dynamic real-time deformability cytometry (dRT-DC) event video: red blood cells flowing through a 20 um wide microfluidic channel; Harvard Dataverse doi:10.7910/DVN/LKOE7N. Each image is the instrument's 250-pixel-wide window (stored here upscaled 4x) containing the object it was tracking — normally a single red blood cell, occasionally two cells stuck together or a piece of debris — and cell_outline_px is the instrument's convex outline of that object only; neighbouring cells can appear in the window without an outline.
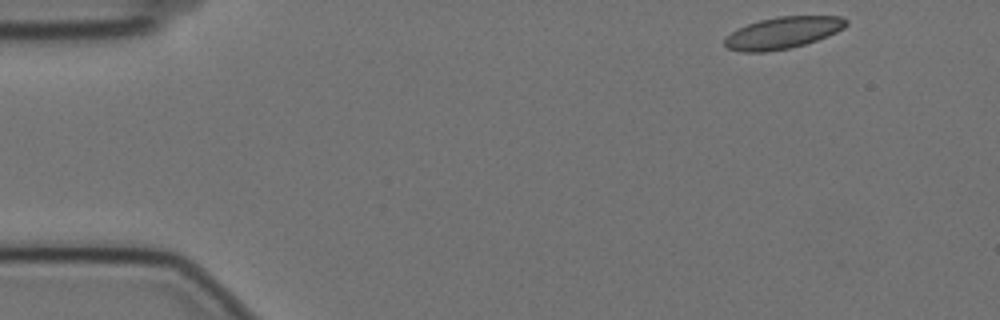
{"species": "Egyptian fruit bat (a non-hibernating species)", "species_latin": "Rousettus aegyptiacus", "temperature_condition": "cold", "stored_images_in_passage": 14, "camera_frame_rate_fps": 3000, "um_per_image_px": 0.085, "animal": {"sex": "female"}, "frame": {"image": 1, "passage_image": 1, "time_ms": 0.0, "image_size_px": [1000, 320], "cell_outline_px": [[848, 24], [844, 28], [828, 36], [804, 44], [788, 48], [764, 52], [740, 52], [728, 48], [724, 44], [724, 40], [736, 28], [760, 20], [776, 16], [840, 16], [848, 20]], "centroid_in_image_um": [66.54, 2.78], "position_along_channel_um": 18.5, "area_um2": 22.43}}
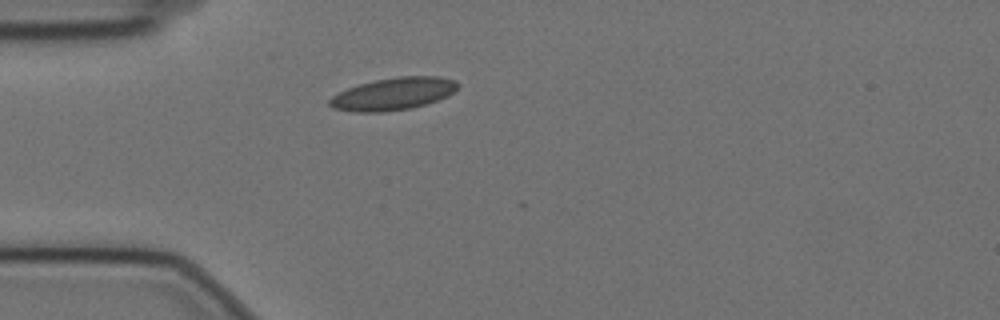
{"frame": {"image": 2, "passage_image": 11, "time_ms": 3.333, "image_size_px": [1000, 320], "cell_outline_px": [[460, 84], [448, 96], [412, 108], [384, 112], [352, 112], [332, 108], [328, 104], [328, 100], [332, 96], [348, 88], [360, 84], [376, 80], [396, 76], [440, 76], [456, 80]], "centroid_in_image_um": [33.42, 7.98], "position_along_channel_um": 51.6, "area_um2": 24.22}}